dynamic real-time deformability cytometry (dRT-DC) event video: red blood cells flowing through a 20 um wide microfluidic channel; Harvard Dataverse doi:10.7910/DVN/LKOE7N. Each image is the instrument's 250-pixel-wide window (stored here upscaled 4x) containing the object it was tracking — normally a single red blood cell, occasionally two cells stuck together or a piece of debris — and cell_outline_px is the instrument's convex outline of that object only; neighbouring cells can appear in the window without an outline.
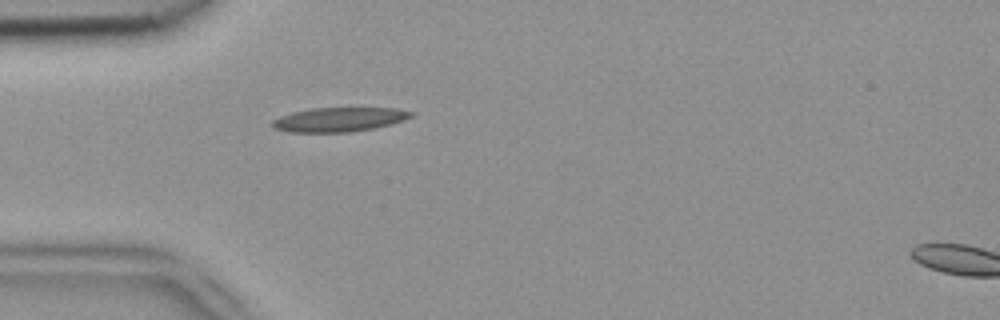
{"species": "common noctule bat (a hibernating species)", "species_latin": "Nyctalus noctula", "temperature_condition": "room temperature", "stored_images_in_passage": 37, "camera_frame_rate_fps": 3000, "um_per_image_px": 0.085, "animal": {"sex": "female", "body_mass_g": 18.4}, "frame": {"image": 1, "passage_image": 1, "time_ms": 0.0, "image_size_px": [1000, 320], "cell_outline_px": [[416, 112], [412, 116], [404, 120], [392, 124], [352, 132], [288, 132], [272, 128], [272, 120], [280, 116], [292, 112], [312, 108], [396, 108]], "centroid_in_image_um": [28.83, 10.16], "position_along_channel_um": 56.2, "area_um2": 19.71}}
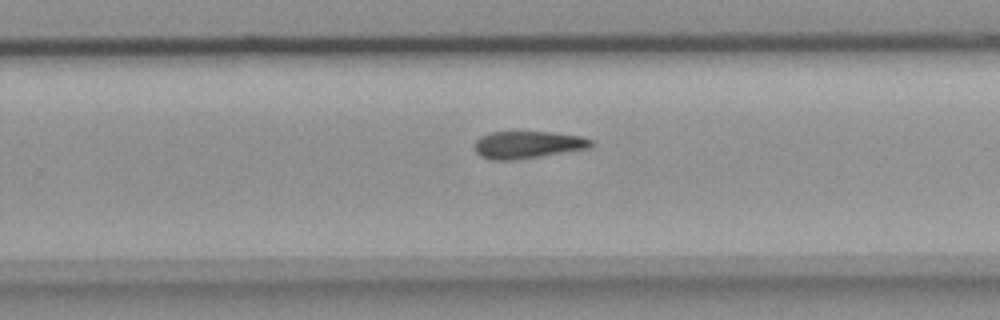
{"frame": {"image": 2, "passage_image": 19, "time_ms": 6.0, "image_size_px": [1000, 320], "cell_outline_px": [[592, 144], [588, 148], [540, 156], [508, 160], [488, 160], [480, 156], [476, 152], [476, 140], [480, 136], [488, 132], [552, 132], [580, 136], [592, 140]], "centroid_in_image_um": [44.81, 12.3], "position_along_channel_um": 285.0, "area_um2": 18.32}}
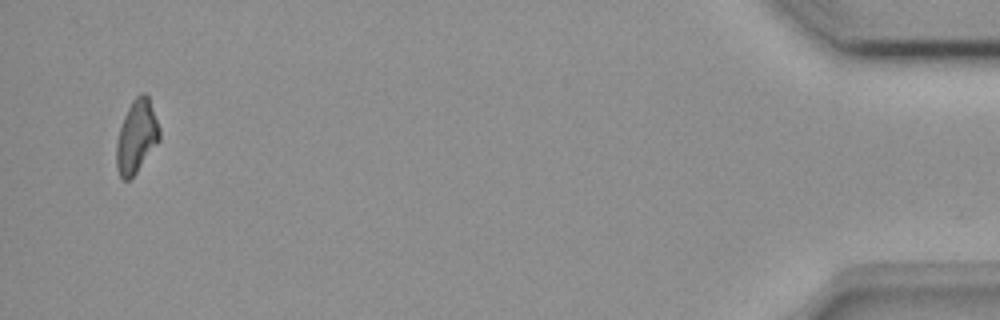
{"frame": {"image": 3, "passage_image": 36, "time_ms": 11.667, "image_size_px": [1000, 320], "cell_outline_px": [[160, 140], [136, 172], [128, 180], [124, 180], [120, 176], [116, 168], [116, 144], [120, 128], [124, 116], [132, 100], [140, 92], [144, 92], [148, 96], [160, 128]], "centroid_in_image_um": [11.6, 11.59], "position_along_channel_um": 423.6, "area_um2": 18.21}}